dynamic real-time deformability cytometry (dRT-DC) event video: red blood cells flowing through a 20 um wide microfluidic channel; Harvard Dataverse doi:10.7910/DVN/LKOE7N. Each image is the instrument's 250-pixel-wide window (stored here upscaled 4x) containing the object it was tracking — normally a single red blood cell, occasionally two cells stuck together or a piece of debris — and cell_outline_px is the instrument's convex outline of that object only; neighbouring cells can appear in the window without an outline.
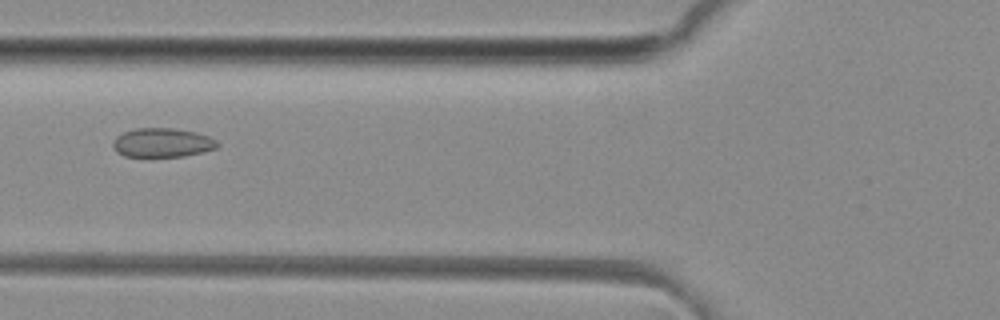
{"species": "common noctule bat (a hibernating species)", "species_latin": "Nyctalus noctula", "temperature_condition": "room temperature", "stored_images_in_passage": 44, "camera_frame_rate_fps": 3000, "um_per_image_px": 0.085, "animal": {"sex": "female", "body_mass_g": 29.2, "forearm_length_mm": 56.3}, "frame": {"image": 1, "passage_image": 14, "time_ms": 4.333, "image_size_px": [1000, 320], "cell_outline_px": [[220, 144], [216, 148], [184, 156], [124, 156], [116, 152], [112, 144], [112, 140], [116, 136], [124, 132], [136, 128], [172, 128], [196, 132], [208, 136], [216, 140]], "centroid_in_image_um": [13.77, 12.12], "position_along_channel_um": 112.0, "area_um2": 17.63}}
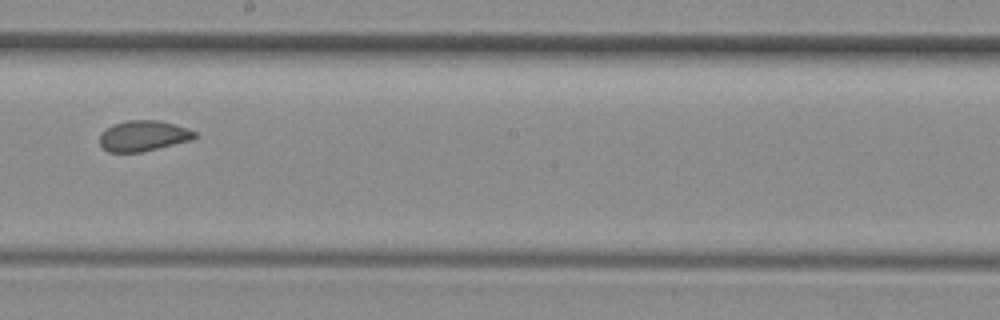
{"frame": {"image": 2, "passage_image": 23, "time_ms": 7.333, "image_size_px": [1000, 320], "cell_outline_px": [[196, 136], [192, 140], [140, 152], [108, 152], [100, 144], [100, 132], [104, 128], [112, 124], [128, 120], [156, 120], [172, 124], [196, 132]], "centroid_in_image_um": [12.12, 11.54], "position_along_channel_um": 236.1, "area_um2": 16.82}}
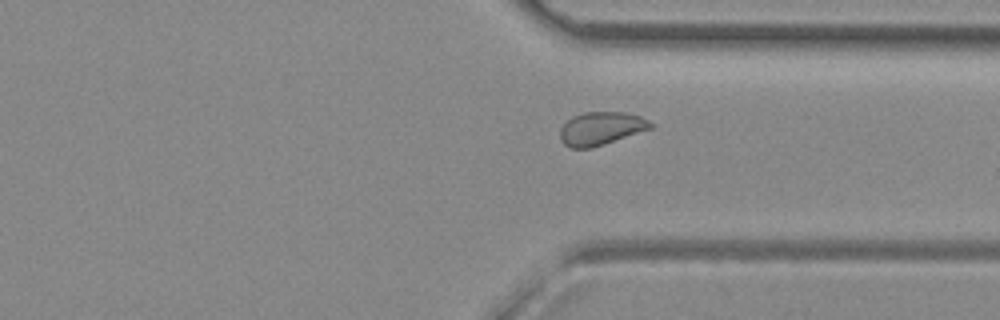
{"frame": {"image": 3, "passage_image": 32, "time_ms": 10.333, "image_size_px": [1000, 320], "cell_outline_px": [[656, 124], [652, 128], [588, 148], [572, 148], [564, 144], [560, 140], [560, 128], [572, 116], [584, 112], [624, 112], [640, 116]], "centroid_in_image_um": [51.07, 10.9], "position_along_channel_um": 360.3, "area_um2": 17.22}}